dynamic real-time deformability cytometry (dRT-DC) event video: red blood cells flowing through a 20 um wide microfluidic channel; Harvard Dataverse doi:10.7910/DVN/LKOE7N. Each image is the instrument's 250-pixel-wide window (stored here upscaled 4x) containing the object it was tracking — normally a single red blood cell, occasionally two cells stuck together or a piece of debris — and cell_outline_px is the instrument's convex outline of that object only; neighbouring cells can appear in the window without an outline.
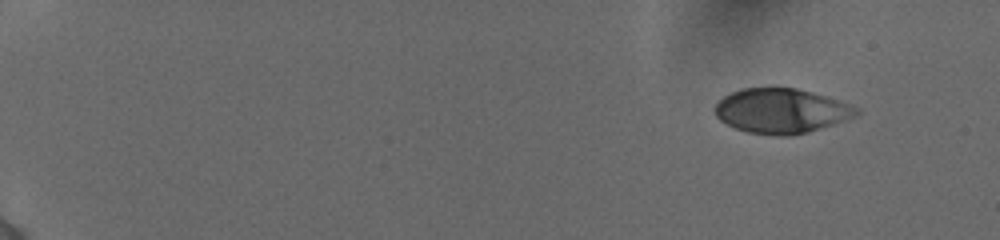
{"species": "human", "species_latin": "Homo sapiens", "temperature_condition": "cold", "stored_images_in_passage": 42, "camera_frame_rate_fps": 3000, "um_per_image_px": 0.085, "donor": {"sex": "female"}, "frame": {"image": 1, "passage_image": 1, "time_ms": 0.0, "image_size_px": [1000, 240], "cell_outline_px": [[860, 112], [856, 116], [808, 132], [788, 136], [776, 136], [748, 132], [736, 128], [720, 120], [716, 116], [712, 108], [724, 96], [740, 88], [796, 88], [828, 96], [860, 108]], "centroid_in_image_um": [66.4, 9.42], "position_along_channel_um": 18.6, "area_um2": 36.88}}
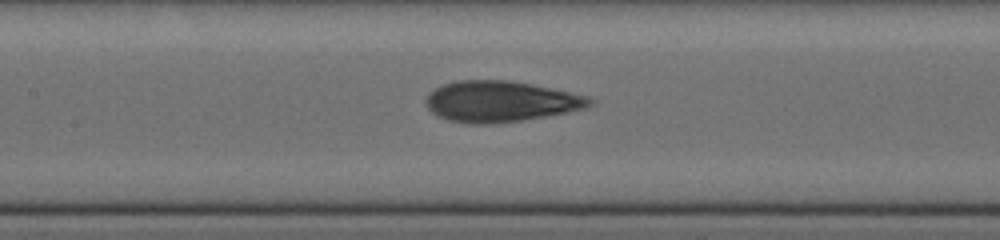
{"frame": {"image": 2, "passage_image": 24, "time_ms": 8.0, "image_size_px": [1000, 240], "cell_outline_px": [[592, 104], [584, 108], [544, 116], [520, 120], [492, 124], [472, 124], [448, 120], [432, 112], [428, 108], [424, 100], [428, 92], [444, 84], [456, 80], [508, 80], [532, 84], [588, 96], [592, 100]], "centroid_in_image_um": [42.49, 8.61], "position_along_channel_um": 164.9, "area_um2": 38.73}}
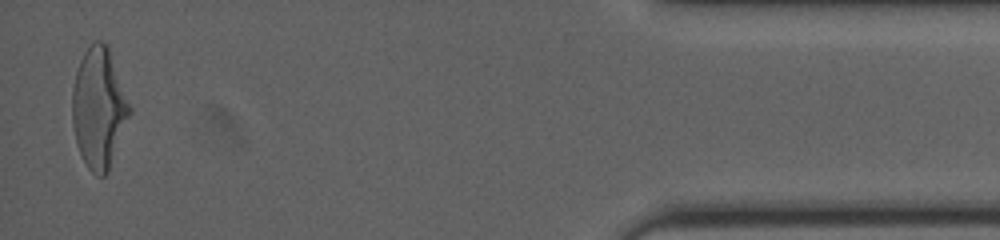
{"frame": {"image": 3, "passage_image": 42, "time_ms": 16.333, "image_size_px": [1000, 240], "cell_outline_px": [[132, 112], [108, 172], [104, 176], [100, 176], [92, 172], [88, 168], [80, 156], [76, 144], [72, 124], [72, 88], [76, 72], [80, 60], [84, 52], [92, 40], [104, 40], [108, 44], [132, 108]], "centroid_in_image_um": [8.41, 9.16], "position_along_channel_um": 426.8, "area_um2": 40.92}, "authors_computed_cell_mechanics": {"area_um2": 38.1769, "velocity_mm_per_s": 3.8932, "shape_relaxation_time_tau1_ms": 5.1928, "shape_relaxation_time_tau2_ms": 1.1619, "deformation_change_tau1": 0.1921, "deformation_change_tau2": 0.0969}}